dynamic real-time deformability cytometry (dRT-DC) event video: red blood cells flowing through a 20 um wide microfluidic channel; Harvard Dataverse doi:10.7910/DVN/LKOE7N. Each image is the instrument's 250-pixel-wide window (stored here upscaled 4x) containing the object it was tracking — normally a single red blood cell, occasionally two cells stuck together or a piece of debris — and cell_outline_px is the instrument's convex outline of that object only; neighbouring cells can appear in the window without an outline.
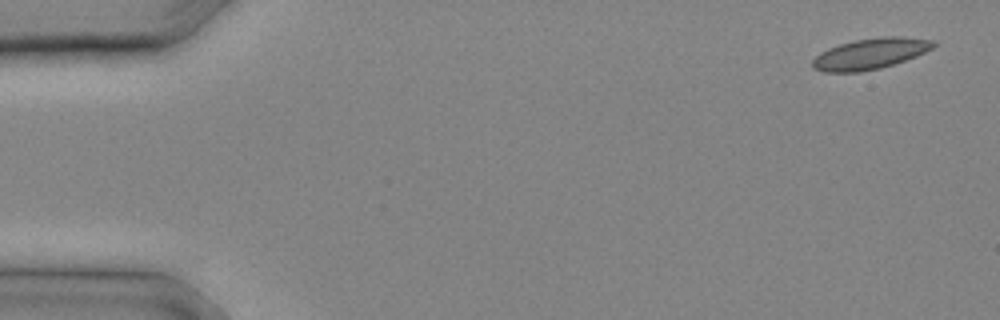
{"species": "common noctule bat (a hibernating species)", "species_latin": "Nyctalus noctula", "temperature_condition": "cold", "stored_images_in_passage": 14, "camera_frame_rate_fps": 3000, "um_per_image_px": 0.085, "animal": {"sex": "male", "body_mass_g": 20.4}, "frame": {"image": 1, "passage_image": 1, "time_ms": 0.0, "image_size_px": [1000, 320], "cell_outline_px": [[936, 44], [932, 48], [916, 56], [880, 68], [860, 72], [824, 72], [812, 68], [812, 60], [820, 52], [828, 48], [840, 44], [856, 40], [884, 36], [896, 36], [936, 40]], "centroid_in_image_um": [73.95, 4.57], "position_along_channel_um": 11.0, "area_um2": 21.62}}
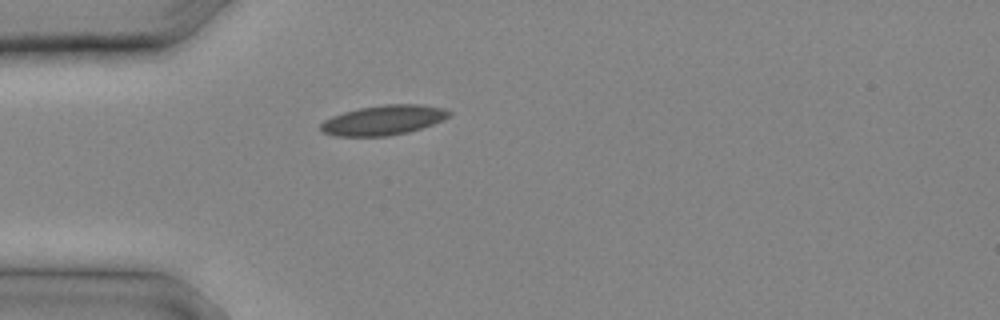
{"frame": {"image": 2, "passage_image": 7, "time_ms": 2.0, "image_size_px": [1000, 320], "cell_outline_px": [[452, 112], [444, 120], [408, 132], [388, 136], [336, 136], [324, 132], [320, 128], [320, 124], [324, 120], [332, 116], [344, 112], [360, 108], [384, 104], [420, 104], [444, 108]], "centroid_in_image_um": [32.6, 10.2], "position_along_channel_um": 52.4, "area_um2": 22.2}}
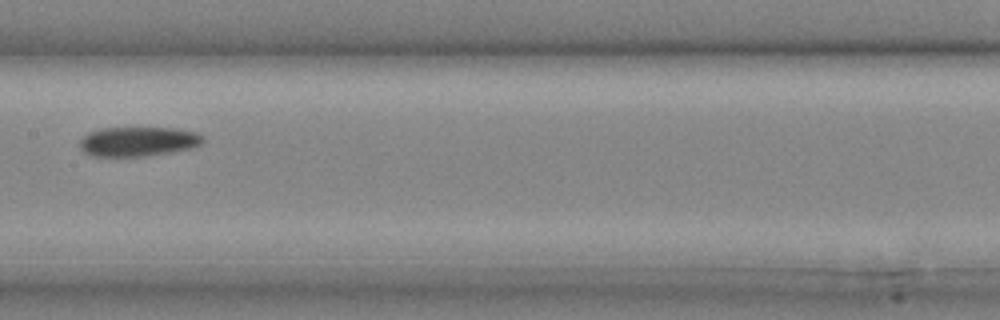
{"frame": {"image": 3, "passage_image": 13, "time_ms": 4.0, "image_size_px": [1000, 320], "cell_outline_px": [[204, 140], [200, 144], [192, 148], [172, 152], [148, 156], [96, 156], [84, 152], [80, 148], [80, 140], [88, 132], [100, 128], [172, 128], [196, 132], [204, 136]], "centroid_in_image_um": [11.75, 12.03], "position_along_channel_um": 195.6, "area_um2": 21.21}}